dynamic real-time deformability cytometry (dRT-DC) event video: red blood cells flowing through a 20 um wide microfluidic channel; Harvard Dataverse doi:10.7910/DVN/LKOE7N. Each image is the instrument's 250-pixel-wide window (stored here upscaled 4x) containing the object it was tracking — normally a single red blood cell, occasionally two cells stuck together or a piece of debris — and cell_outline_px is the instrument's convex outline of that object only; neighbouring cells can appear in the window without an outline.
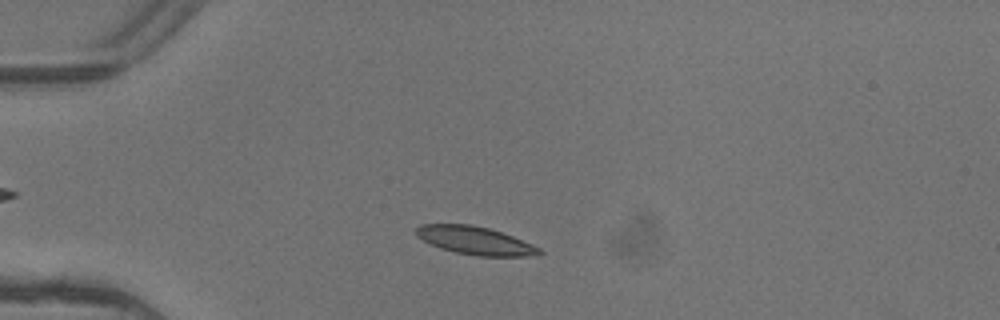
{"species": "common noctule bat (a hibernating species)", "species_latin": "Nyctalus noctula", "temperature_condition": "warm", "stored_images_in_passage": 4, "camera_frame_rate_fps": 3000, "um_per_image_px": 0.085, "animal": {"sex": "female"}, "frame": {"image": 1, "passage_image": 2, "time_ms": 0.333, "image_size_px": [1000, 320], "cell_outline_px": [[544, 252], [524, 256], [476, 256], [456, 252], [440, 248], [416, 236], [416, 228], [420, 224], [472, 224], [488, 228], [512, 236], [532, 244], [540, 248]], "centroid_in_image_um": [40.36, 20.44], "position_along_channel_um": 44.6, "area_um2": 19.88}}
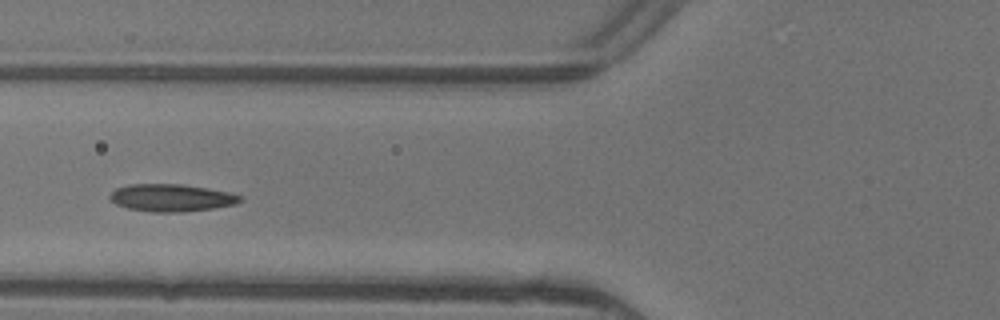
{"frame": {"image": 2, "passage_image": 4, "time_ms": 1.0, "image_size_px": [1000, 320], "cell_outline_px": [[244, 200], [236, 204], [212, 208], [184, 212], [152, 212], [128, 208], [116, 204], [108, 196], [116, 188], [128, 184], [184, 184], [208, 188], [228, 192], [244, 196]], "centroid_in_image_um": [14.6, 16.8], "position_along_channel_um": 111.2, "area_um2": 20.92}}